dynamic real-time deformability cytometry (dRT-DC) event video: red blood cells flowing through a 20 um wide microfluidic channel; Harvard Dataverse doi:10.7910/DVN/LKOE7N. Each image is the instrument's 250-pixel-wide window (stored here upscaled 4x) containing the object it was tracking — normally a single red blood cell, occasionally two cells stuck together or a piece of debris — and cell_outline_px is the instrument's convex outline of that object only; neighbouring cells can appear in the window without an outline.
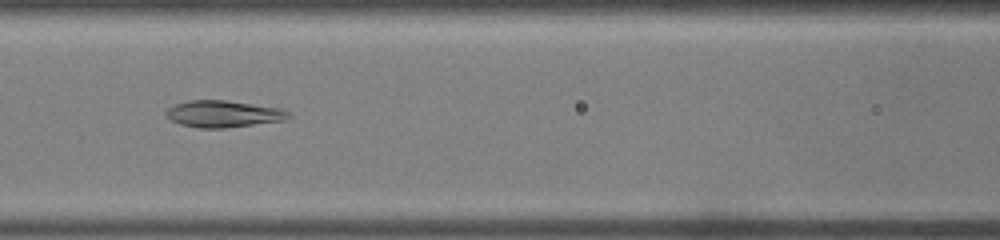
{"species": "common noctule bat (a hibernating species)", "species_latin": "Nyctalus noctula", "temperature_condition": "warm", "stored_images_in_passage": 26, "camera_frame_rate_fps": 3000, "um_per_image_px": 0.085, "animal": {"sex": "male", "body_mass_g": 19.0, "forearm_length_mm": 50.8}, "frame": {"image": 1, "passage_image": 5, "time_ms": 1.333, "image_size_px": [1000, 240], "cell_outline_px": [[292, 116], [284, 120], [224, 128], [200, 128], [180, 124], [164, 116], [164, 112], [168, 108], [176, 104], [188, 100], [224, 100], [280, 108], [288, 112]], "centroid_in_image_um": [18.94, 9.68], "position_along_channel_um": 147.7, "area_um2": 18.96}}
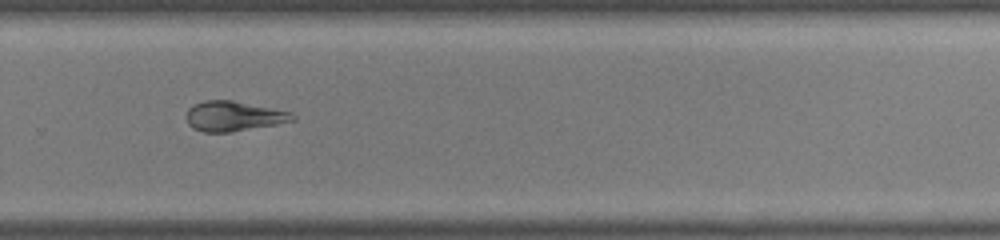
{"frame": {"image": 2, "passage_image": 14, "time_ms": 4.333, "image_size_px": [1000, 240], "cell_outline_px": [[296, 120], [276, 124], [228, 132], [204, 132], [192, 128], [188, 124], [188, 108], [204, 100], [232, 100], [292, 112], [296, 116]], "centroid_in_image_um": [19.88, 9.87], "position_along_channel_um": 309.9, "area_um2": 18.32}}
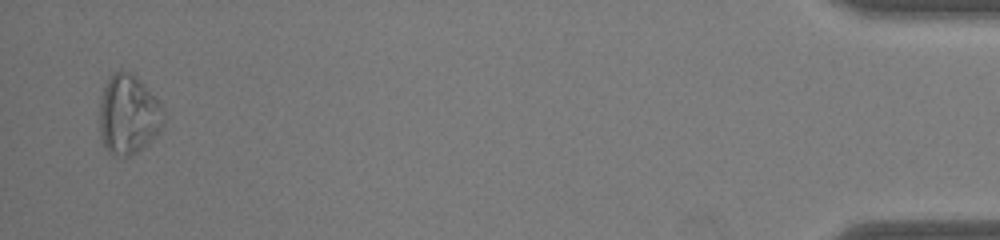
{"frame": {"image": 3, "passage_image": 25, "time_ms": 8.0, "image_size_px": [1000, 240], "cell_outline_px": [[164, 128], [136, 152], [128, 156], [120, 156], [108, 152], [104, 148], [100, 136], [100, 100], [108, 76], [112, 72], [128, 72], [136, 76], [144, 84], [164, 108]], "centroid_in_image_um": [10.91, 9.74], "position_along_channel_um": 424.3, "area_um2": 29.71}}